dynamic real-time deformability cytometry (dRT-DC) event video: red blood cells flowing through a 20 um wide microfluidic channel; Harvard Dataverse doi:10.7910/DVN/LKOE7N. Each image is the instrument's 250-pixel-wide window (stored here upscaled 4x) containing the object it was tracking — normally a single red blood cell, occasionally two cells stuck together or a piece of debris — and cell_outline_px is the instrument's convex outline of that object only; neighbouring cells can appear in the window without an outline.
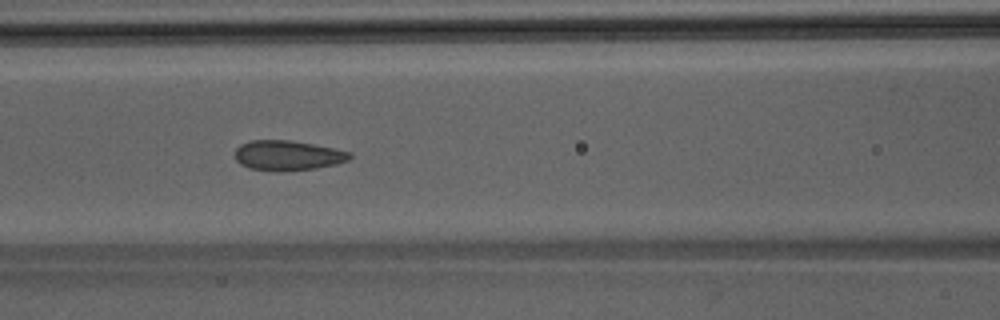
{"species": "Egyptian fruit bat (a non-hibernating species)", "species_latin": "Rousettus aegyptiacus", "temperature_condition": "room temperature", "stored_images_in_passage": 41, "camera_frame_rate_fps": 3000, "um_per_image_px": 0.085, "animal": {"sex": "male"}, "frame": {"image": 1, "passage_image": 14, "time_ms": 4.333, "image_size_px": [1000, 320], "cell_outline_px": [[352, 156], [348, 160], [336, 164], [316, 168], [280, 172], [276, 172], [248, 168], [240, 164], [236, 160], [236, 148], [240, 144], [252, 140], [288, 140], [312, 144], [352, 152]], "centroid_in_image_um": [24.44, 13.22], "position_along_channel_um": 142.2, "area_um2": 20.11}}
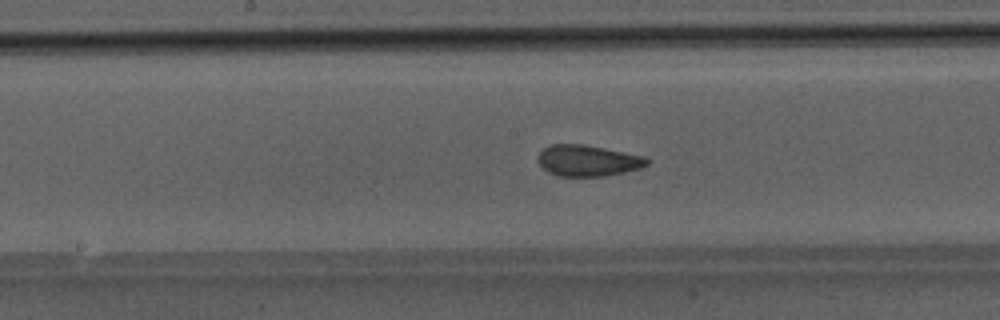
{"frame": {"image": 2, "passage_image": 18, "time_ms": 5.667, "image_size_px": [1000, 320], "cell_outline_px": [[652, 160], [648, 164], [640, 168], [624, 172], [604, 176], [556, 176], [548, 172], [540, 164], [536, 156], [544, 148], [552, 144], [584, 144], [644, 156]], "centroid_in_image_um": [49.97, 13.65], "position_along_channel_um": 198.2, "area_um2": 19.83}}
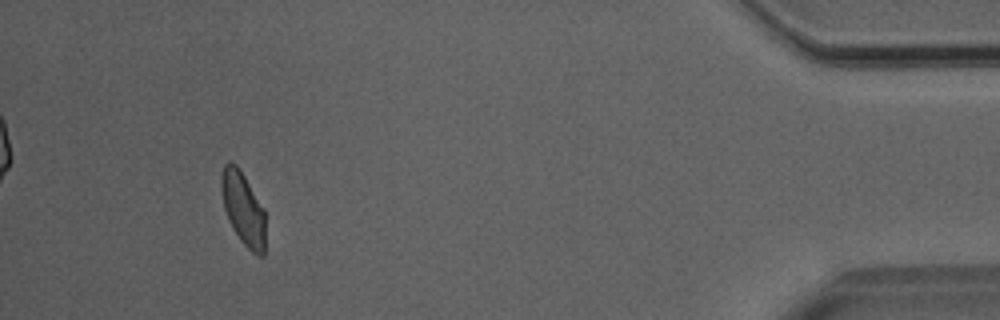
{"frame": {"image": 3, "passage_image": 38, "time_ms": 12.333, "image_size_px": [1000, 320], "cell_outline_px": [[264, 256], [256, 256], [240, 240], [232, 228], [228, 220], [224, 208], [220, 188], [220, 180], [224, 164], [236, 164], [240, 168], [264, 208]], "centroid_in_image_um": [20.66, 17.73], "position_along_channel_um": 414.5, "area_um2": 18.79}}